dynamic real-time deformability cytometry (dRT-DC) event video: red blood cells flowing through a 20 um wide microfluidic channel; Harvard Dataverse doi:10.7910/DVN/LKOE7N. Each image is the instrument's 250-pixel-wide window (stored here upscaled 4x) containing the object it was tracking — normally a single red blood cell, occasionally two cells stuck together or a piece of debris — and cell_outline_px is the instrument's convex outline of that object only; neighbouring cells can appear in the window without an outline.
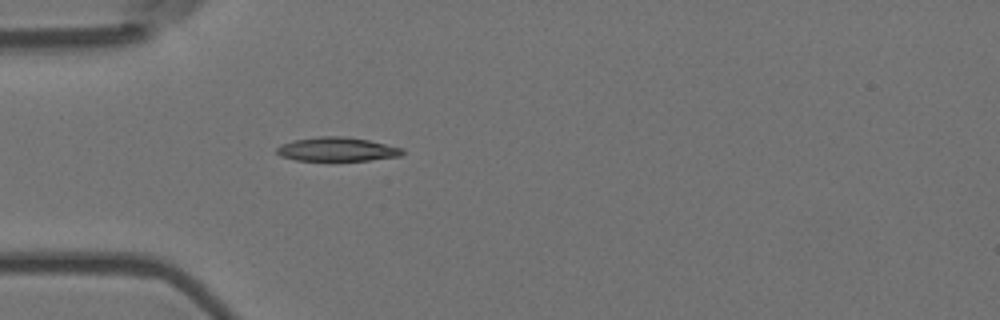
{"species": "Egyptian fruit bat (a non-hibernating species)", "species_latin": "Rousettus aegyptiacus", "temperature_condition": "room temperature", "stored_images_in_passage": 1, "camera_frame_rate_fps": 3000, "um_per_image_px": 0.085, "animal": {"sex": "female"}, "frame": {"image": 1, "passage_image": 1, "time_ms": 0.0, "image_size_px": [1000, 320], "cell_outline_px": [[404, 152], [400, 156], [368, 160], [296, 160], [280, 156], [276, 152], [276, 148], [280, 144], [292, 140], [320, 136], [344, 136], [368, 140], [404, 148]], "centroid_in_image_um": [28.62, 12.68], "position_along_channel_um": 56.4, "area_um2": 17.51}}